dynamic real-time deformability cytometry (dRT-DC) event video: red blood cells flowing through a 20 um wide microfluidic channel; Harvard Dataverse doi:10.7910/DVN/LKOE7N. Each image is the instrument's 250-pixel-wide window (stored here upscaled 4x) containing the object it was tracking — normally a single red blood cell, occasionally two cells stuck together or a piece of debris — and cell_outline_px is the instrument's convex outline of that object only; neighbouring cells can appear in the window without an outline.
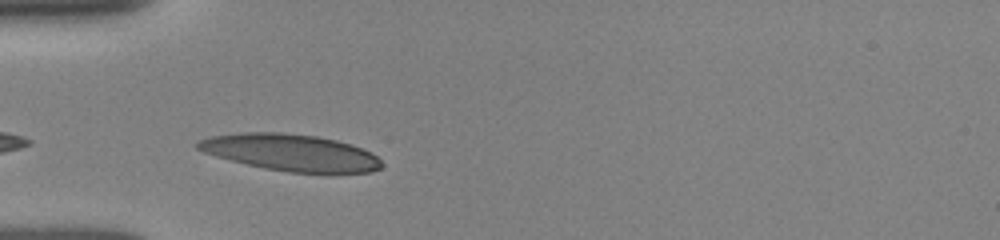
{"species": "human", "species_latin": "Homo sapiens", "temperature_condition": "room temperature", "stored_images_in_passage": 8, "camera_frame_rate_fps": 3000, "um_per_image_px": 0.085, "donor": {"sex": "female"}, "frame": {"image": 1, "passage_image": 2, "time_ms": 0.333, "image_size_px": [1000, 240], "cell_outline_px": [[384, 164], [380, 168], [372, 172], [288, 172], [264, 168], [216, 156], [204, 152], [196, 148], [192, 144], [200, 140], [212, 136], [240, 132], [280, 132], [316, 136], [336, 140], [352, 144], [372, 152]], "centroid_in_image_um": [24.71, 12.95], "position_along_channel_um": 60.3, "area_um2": 39.19}}
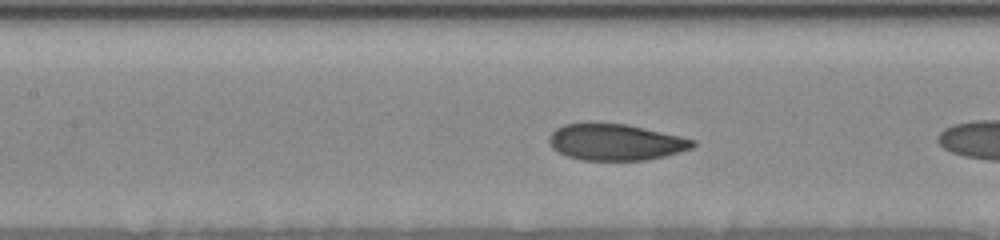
{"frame": {"image": 2, "passage_image": 7, "time_ms": 2.0, "image_size_px": [1000, 240], "cell_outline_px": [[696, 144], [692, 148], [680, 152], [664, 156], [644, 160], [580, 160], [568, 156], [552, 148], [548, 144], [548, 136], [556, 128], [564, 124], [628, 124], [680, 136], [696, 140]], "centroid_in_image_um": [52.33, 12.09], "position_along_channel_um": 155.1, "area_um2": 30.29}}